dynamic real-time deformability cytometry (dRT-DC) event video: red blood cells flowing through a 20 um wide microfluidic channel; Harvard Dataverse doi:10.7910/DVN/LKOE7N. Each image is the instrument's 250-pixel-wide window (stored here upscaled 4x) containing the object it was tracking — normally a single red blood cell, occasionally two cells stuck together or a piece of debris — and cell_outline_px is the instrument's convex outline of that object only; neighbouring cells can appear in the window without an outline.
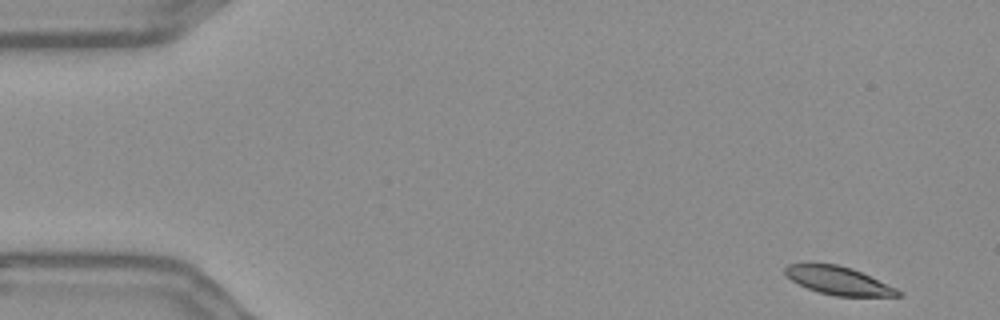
{"species": "Egyptian fruit bat (a non-hibernating species)", "species_latin": "Rousettus aegyptiacus", "temperature_condition": "warm", "stored_images_in_passage": 54, "camera_frame_rate_fps": 3000, "um_per_image_px": 0.085, "frame": {"image": 1, "passage_image": 1, "time_ms": 0.0, "image_size_px": [1000, 320], "cell_outline_px": [[904, 296], [836, 296], [820, 292], [808, 288], [792, 280], [784, 272], [784, 268], [788, 264], [836, 264], [852, 268], [896, 288]], "centroid_in_image_um": [71.28, 23.85], "position_along_channel_um": 13.7, "area_um2": 18.09}}
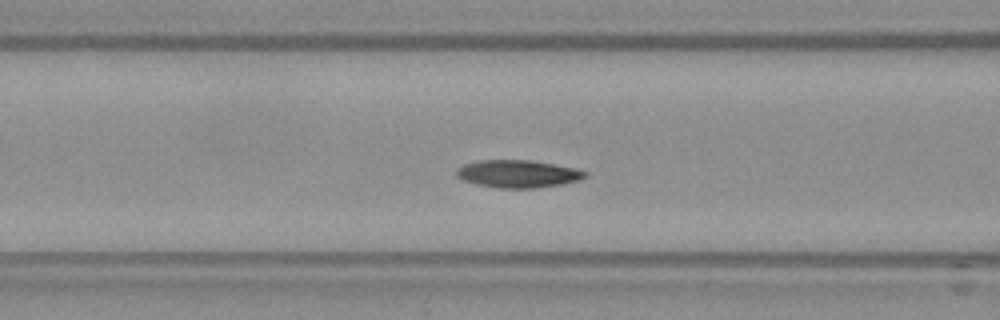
{"frame": {"image": 2, "passage_image": 20, "time_ms": 6.333, "image_size_px": [1000, 320], "cell_outline_px": [[588, 176], [580, 180], [560, 184], [536, 188], [496, 188], [476, 184], [460, 180], [456, 176], [456, 168], [464, 164], [480, 160], [532, 160], [576, 168], [588, 172]], "centroid_in_image_um": [44.01, 14.77], "position_along_channel_um": 122.6, "area_um2": 20.92}}
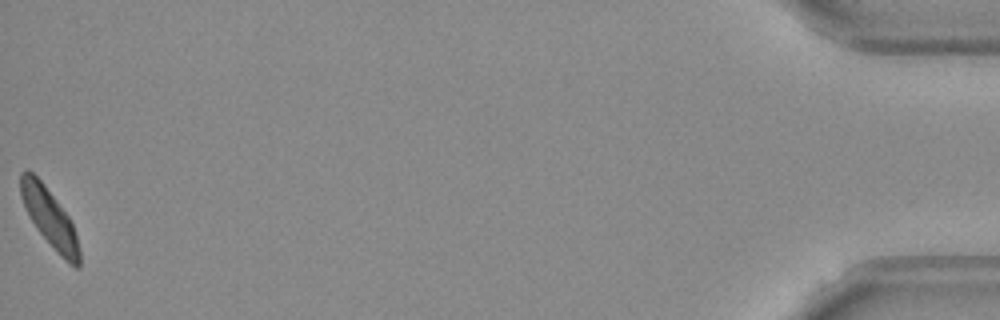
{"frame": {"image": 3, "passage_image": 54, "time_ms": 17.667, "image_size_px": [1000, 320], "cell_outline_px": [[80, 268], [76, 268], [64, 260], [60, 256], [36, 228], [20, 196], [20, 172], [28, 168], [44, 184], [68, 216], [72, 224], [80, 248]], "centroid_in_image_um": [4.22, 18.52], "position_along_channel_um": 431.0, "area_um2": 19.71}, "authors_computed_cell_mechanics": {"area_um2": 20.1433, "velocity_mm_per_s": 3.6083, "shape_relaxation_time_tau1_ms": 8.7865, "shape_relaxation_time_tau2_ms": null, "deformation_change_tau1": 0.2068, "deformation_change_tau2": null}}